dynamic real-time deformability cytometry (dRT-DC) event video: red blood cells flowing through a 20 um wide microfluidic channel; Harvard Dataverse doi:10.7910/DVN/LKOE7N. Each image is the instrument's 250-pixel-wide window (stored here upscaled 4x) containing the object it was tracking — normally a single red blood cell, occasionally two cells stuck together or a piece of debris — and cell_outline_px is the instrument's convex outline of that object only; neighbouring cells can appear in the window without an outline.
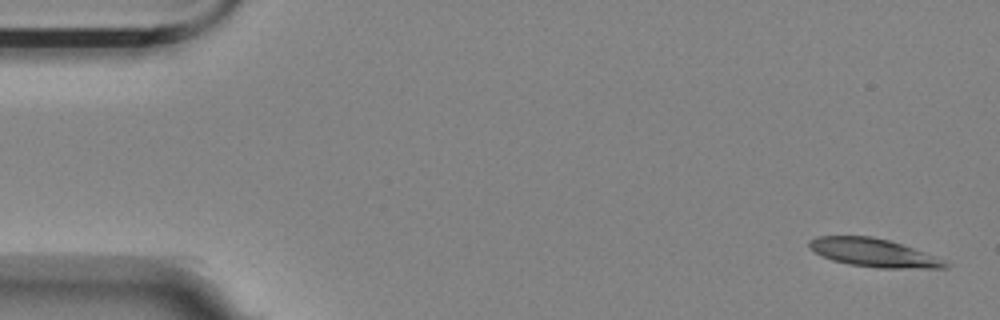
{"species": "Egyptian fruit bat (a non-hibernating species)", "species_latin": "Rousettus aegyptiacus", "temperature_condition": "room temperature", "stored_images_in_passage": 4, "segment_of_instrument_passage": [1, 2], "camera_frame_rate_fps": 3000, "um_per_image_px": 0.085, "animal": {"sex": "female"}, "frame": {"image": 1, "passage_image": 1, "time_ms": 0.0, "image_size_px": [1000, 320], "cell_outline_px": [[952, 264], [948, 268], [880, 268], [848, 264], [832, 260], [820, 256], [808, 244], [808, 240], [816, 236], [872, 236], [888, 240], [924, 252], [944, 260]], "centroid_in_image_um": [74.25, 21.49], "position_along_channel_um": 10.8, "area_um2": 22.31}}